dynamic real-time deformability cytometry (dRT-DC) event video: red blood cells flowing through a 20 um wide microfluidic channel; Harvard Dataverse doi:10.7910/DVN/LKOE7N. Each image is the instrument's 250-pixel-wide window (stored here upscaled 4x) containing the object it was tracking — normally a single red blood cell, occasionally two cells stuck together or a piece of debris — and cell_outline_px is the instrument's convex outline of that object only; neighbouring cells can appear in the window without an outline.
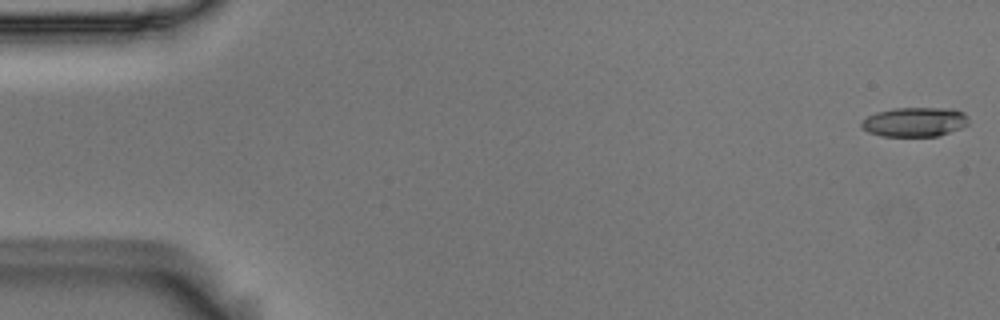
{"species": "Egyptian fruit bat (a non-hibernating species)", "species_latin": "Rousettus aegyptiacus", "temperature_condition": "room temperature", "stored_images_in_passage": 10, "camera_frame_rate_fps": 3000, "um_per_image_px": 0.085, "animal": {"sex": "male"}, "frame": {"image": 1, "passage_image": 1, "time_ms": 0.0, "image_size_px": [1000, 320], "cell_outline_px": [[968, 124], [960, 128], [936, 136], [880, 136], [868, 132], [860, 124], [860, 120], [876, 112], [892, 108], [956, 108], [964, 112], [968, 116]], "centroid_in_image_um": [77.75, 10.35], "position_along_channel_um": 7.3, "area_um2": 18.5}}